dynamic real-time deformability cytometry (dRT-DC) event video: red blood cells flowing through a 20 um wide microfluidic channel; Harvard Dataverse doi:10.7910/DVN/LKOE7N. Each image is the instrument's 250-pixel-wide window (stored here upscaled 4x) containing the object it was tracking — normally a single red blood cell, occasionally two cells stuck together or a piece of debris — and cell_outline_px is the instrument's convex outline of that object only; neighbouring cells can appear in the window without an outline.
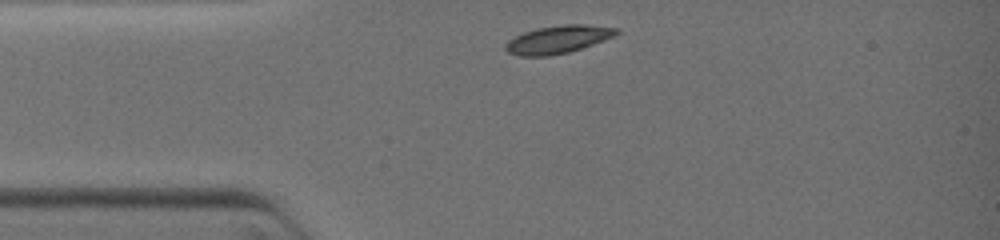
{"species": "common noctule bat (a hibernating species)", "species_latin": "Nyctalus noctula", "temperature_condition": "warm", "stored_images_in_passage": 1, "camera_frame_rate_fps": 3000, "um_per_image_px": 0.085, "animal": {"sex": "female", "body_mass_g": 19.0, "forearm_length_mm": 51.5}, "frame": {"image": 1, "passage_image": 1, "time_ms": 0.0, "image_size_px": [1000, 240], "cell_outline_px": [[620, 32], [616, 36], [568, 52], [548, 56], [520, 56], [508, 52], [504, 48], [504, 44], [508, 40], [524, 32], [540, 28], [564, 24], [584, 24], [616, 28]], "centroid_in_image_um": [47.42, 3.35], "position_along_channel_um": 37.6, "area_um2": 17.8}}